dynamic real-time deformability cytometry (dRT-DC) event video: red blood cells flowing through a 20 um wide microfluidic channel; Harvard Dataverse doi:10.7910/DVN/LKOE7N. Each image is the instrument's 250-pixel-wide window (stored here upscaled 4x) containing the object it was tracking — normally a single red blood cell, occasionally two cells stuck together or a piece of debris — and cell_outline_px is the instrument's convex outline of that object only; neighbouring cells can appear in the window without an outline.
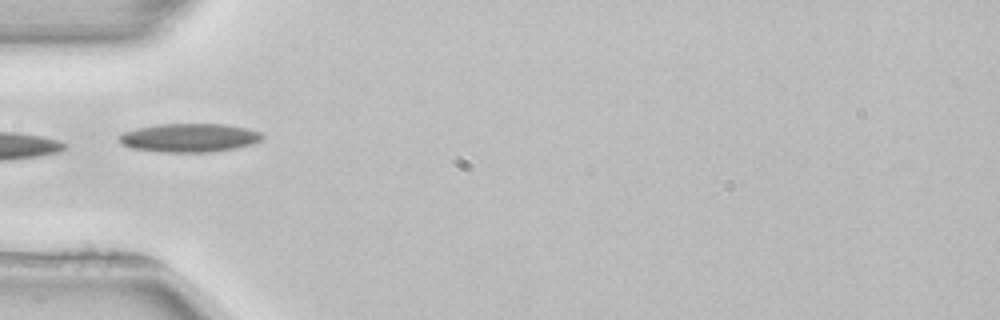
{"species": "common noctule bat (a hibernating species)", "species_latin": "Nyctalus noctula", "temperature_condition": "room temperature", "stored_images_in_passage": 24, "camera_frame_rate_fps": 3000, "um_per_image_px": 0.085, "animal": {"sex": "female", "body_mass_g": 22.7, "forearm_length_mm": 54.2}, "frame": {"image": 1, "passage_image": 1, "time_ms": 0.0, "image_size_px": [1000, 320], "cell_outline_px": [[264, 136], [260, 140], [252, 144], [236, 148], [212, 152], [164, 152], [132, 148], [124, 144], [116, 136], [124, 132], [136, 128], [160, 124], [224, 124], [244, 128], [260, 132]], "centroid_in_image_um": [16.09, 11.71], "position_along_channel_um": 68.9, "area_um2": 23.7}, "authors_computed_cell_mechanics": {"area_um2": 20.2878, "velocity_mm_per_s": 3.9364, "shape_relaxation_time_tau1_ms": 5.478, "shape_relaxation_time_tau2_ms": null, "deformation_change_tau1": 0.0888, "deformation_change_tau2": null}}